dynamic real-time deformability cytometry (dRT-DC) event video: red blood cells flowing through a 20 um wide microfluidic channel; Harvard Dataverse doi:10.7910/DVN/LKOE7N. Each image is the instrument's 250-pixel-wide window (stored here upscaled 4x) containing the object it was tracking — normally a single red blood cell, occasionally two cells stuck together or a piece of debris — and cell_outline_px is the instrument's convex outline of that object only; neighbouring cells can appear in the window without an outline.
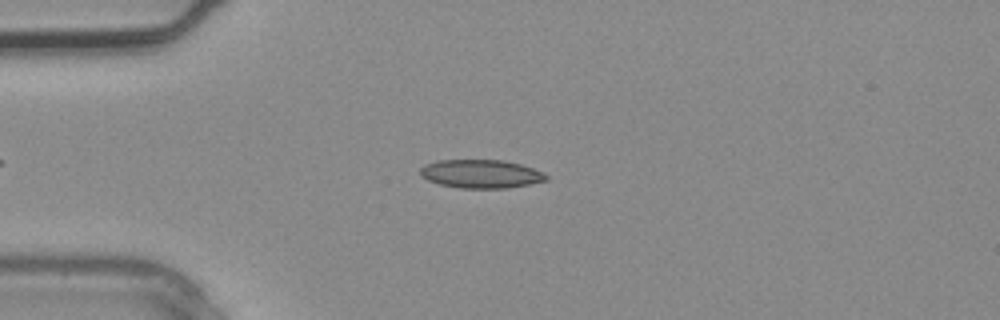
{"species": "common noctule bat (a hibernating species)", "species_latin": "Nyctalus noctula", "temperature_condition": "warm", "stored_images_in_passage": 2, "camera_frame_rate_fps": 3000, "um_per_image_px": 0.085, "animal": {"sex": "male", "body_mass_g": 20.4}, "frame": {"image": 1, "passage_image": 2, "time_ms": 0.333, "image_size_px": [1000, 320], "cell_outline_px": [[548, 180], [508, 188], [460, 188], [440, 184], [428, 180], [420, 176], [420, 168], [424, 164], [436, 160], [504, 160], [520, 164], [544, 172], [548, 176]], "centroid_in_image_um": [40.87, 14.77], "position_along_channel_um": 44.1, "area_um2": 20.98}}